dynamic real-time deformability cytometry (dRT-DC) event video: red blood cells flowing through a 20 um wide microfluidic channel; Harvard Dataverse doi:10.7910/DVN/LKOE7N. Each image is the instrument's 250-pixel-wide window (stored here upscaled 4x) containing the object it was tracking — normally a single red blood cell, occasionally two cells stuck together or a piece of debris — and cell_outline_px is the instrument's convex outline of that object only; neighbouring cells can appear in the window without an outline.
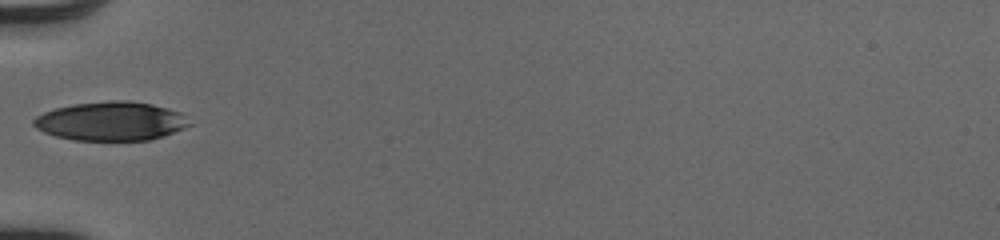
{"species": "human", "species_latin": "Homo sapiens", "temperature_condition": "cold", "stored_images_in_passage": 33, "camera_frame_rate_fps": 3000, "um_per_image_px": 0.085, "donor": {"sex": "male"}, "frame": {"image": 1, "passage_image": 1, "time_ms": 0.0, "image_size_px": [1000, 240], "cell_outline_px": [[192, 124], [184, 128], [164, 136], [148, 140], [72, 140], [56, 136], [44, 132], [36, 128], [32, 124], [32, 120], [36, 116], [44, 112], [56, 108], [72, 104], [108, 100], [128, 100], [152, 104], [168, 108], [180, 112]], "centroid_in_image_um": [9.42, 10.29], "position_along_channel_um": 75.6, "area_um2": 35.43}}
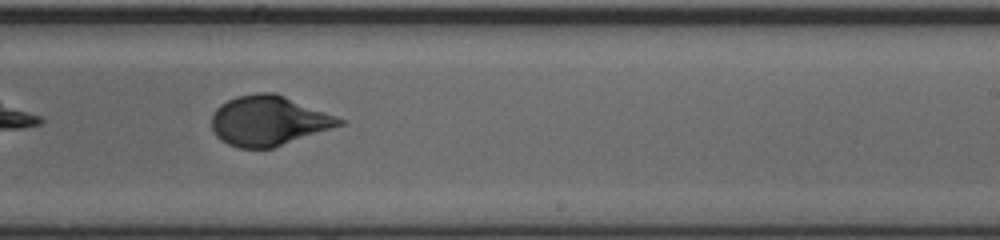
{"frame": {"image": 2, "passage_image": 15, "time_ms": 4.667, "image_size_px": [1000, 240], "cell_outline_px": [[344, 124], [272, 148], [240, 148], [228, 144], [220, 140], [216, 136], [212, 128], [212, 116], [216, 108], [220, 104], [236, 96], [256, 92], [276, 92], [336, 116], [344, 120]], "centroid_in_image_um": [22.8, 10.25], "position_along_channel_um": 266.2, "area_um2": 36.99}}
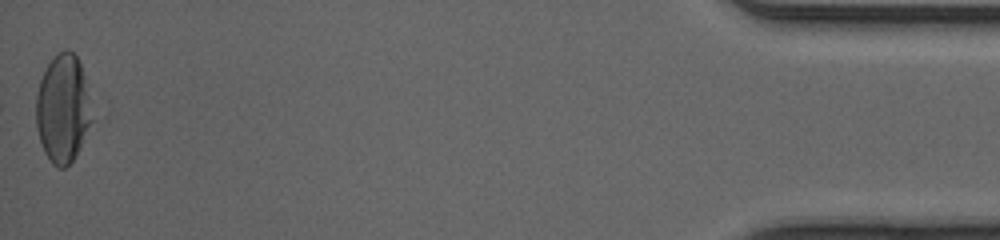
{"frame": {"image": 3, "passage_image": 33, "time_ms": 10.667, "image_size_px": [1000, 240], "cell_outline_px": [[96, 120], [76, 156], [64, 168], [60, 168], [52, 164], [44, 152], [40, 140], [36, 124], [36, 96], [40, 80], [48, 64], [64, 48], [68, 48], [76, 56], [80, 64]], "centroid_in_image_um": [5.39, 9.28], "position_along_channel_um": 429.8, "area_um2": 35.66}, "authors_computed_cell_mechanics": {"area_um2": 36.2406, "velocity_mm_per_s": 4.1004, "shape_relaxation_time_tau1_ms": 3.4225, "shape_relaxation_time_tau2_ms": null, "deformation_change_tau1": 0.1596, "deformation_change_tau2": null}}